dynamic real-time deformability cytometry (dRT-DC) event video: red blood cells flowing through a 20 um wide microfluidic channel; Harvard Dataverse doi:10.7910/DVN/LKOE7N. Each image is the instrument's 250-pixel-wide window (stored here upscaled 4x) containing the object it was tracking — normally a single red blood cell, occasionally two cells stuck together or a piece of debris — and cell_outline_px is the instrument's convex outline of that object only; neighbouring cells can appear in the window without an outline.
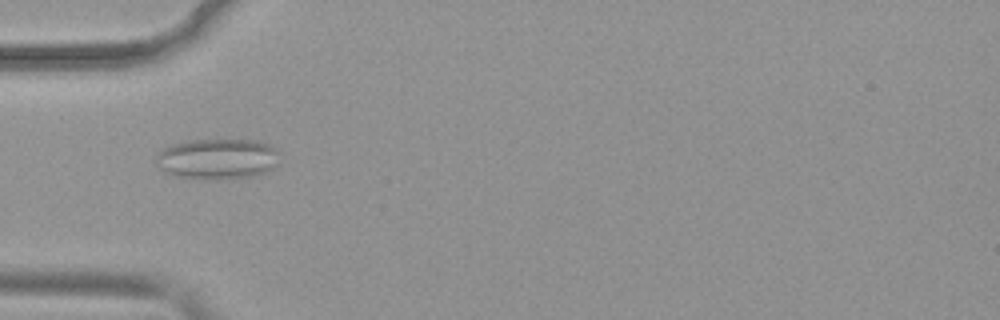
{"species": "common noctule bat (a hibernating species)", "species_latin": "Nyctalus noctula", "temperature_condition": "warm", "stored_images_in_passage": 52, "camera_frame_rate_fps": 3000, "um_per_image_px": 0.085, "animal": {"sex": "female", "body_mass_g": 19.9}, "frame": {"image": 1, "passage_image": 17, "time_ms": 5.333, "image_size_px": [1000, 320], "cell_outline_px": [[280, 164], [264, 172], [252, 176], [220, 180], [204, 180], [176, 176], [164, 172], [156, 164], [156, 156], [164, 148], [172, 144], [188, 140], [256, 140], [268, 144], [276, 148], [280, 152]], "centroid_in_image_um": [18.51, 13.52], "position_along_channel_um": 66.5, "area_um2": 29.77}}
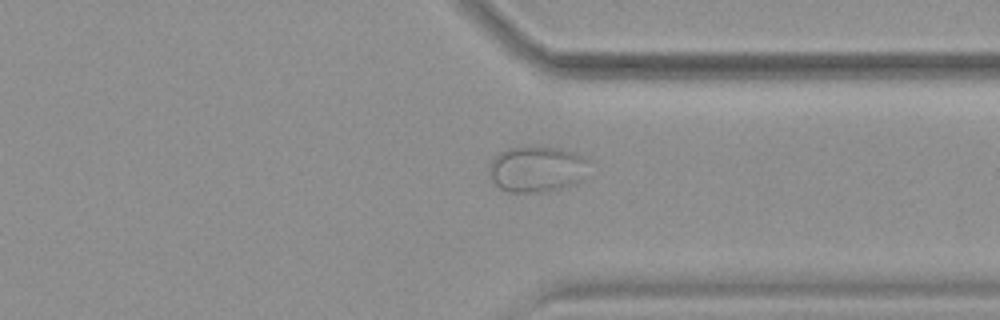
{"frame": {"image": 2, "passage_image": 40, "time_ms": 13.0, "image_size_px": [1000, 320], "cell_outline_px": [[592, 160], [580, 180], [576, 184], [544, 192], [508, 192], [500, 188], [492, 180], [488, 172], [488, 168], [492, 160], [500, 152], [508, 148], [560, 148], [576, 152]], "centroid_in_image_um": [45.66, 14.38], "position_along_channel_um": 365.7, "area_um2": 26.7}}
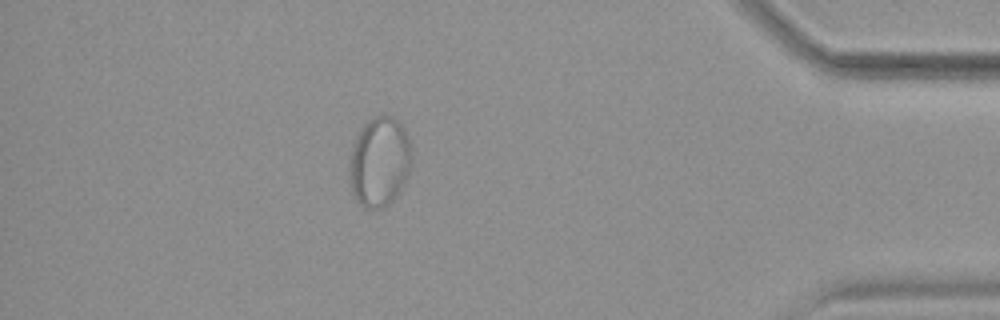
{"frame": {"image": 3, "passage_image": 46, "time_ms": 15.0, "image_size_px": [1000, 320], "cell_outline_px": [[412, 156], [408, 172], [404, 184], [400, 192], [388, 204], [380, 208], [368, 208], [360, 204], [356, 200], [352, 192], [348, 168], [348, 152], [356, 136], [364, 124], [368, 120], [384, 112], [392, 116], [404, 128], [408, 136], [412, 148]], "centroid_in_image_um": [32.23, 13.72], "position_along_channel_um": 403.0, "area_um2": 33.18}}